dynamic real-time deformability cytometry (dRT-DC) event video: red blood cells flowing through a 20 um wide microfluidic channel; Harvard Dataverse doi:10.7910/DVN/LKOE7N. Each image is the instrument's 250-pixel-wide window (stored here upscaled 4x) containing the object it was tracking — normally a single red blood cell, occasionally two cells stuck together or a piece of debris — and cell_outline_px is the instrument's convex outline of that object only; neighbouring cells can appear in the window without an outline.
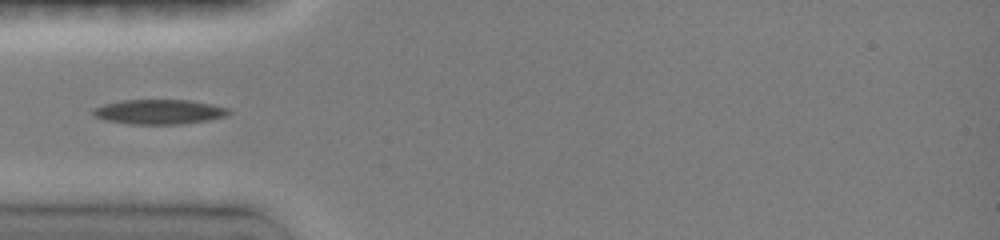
{"species": "common noctule bat (a hibernating species)", "species_latin": "Nyctalus noctula", "temperature_condition": "room temperature", "stored_images_in_passage": 3, "camera_frame_rate_fps": 3000, "um_per_image_px": 0.085, "animal": {"sex": "female", "body_mass_g": 19.0, "forearm_length_mm": 51.5}, "frame": {"image": 1, "passage_image": 1, "time_ms": 0.0, "image_size_px": [1000, 240], "cell_outline_px": [[232, 112], [228, 116], [208, 120], [184, 124], [128, 124], [104, 120], [92, 116], [92, 108], [104, 104], [120, 100], [188, 100], [212, 104], [228, 108]], "centroid_in_image_um": [13.51, 9.51], "position_along_channel_um": 71.5, "area_um2": 19.83}}